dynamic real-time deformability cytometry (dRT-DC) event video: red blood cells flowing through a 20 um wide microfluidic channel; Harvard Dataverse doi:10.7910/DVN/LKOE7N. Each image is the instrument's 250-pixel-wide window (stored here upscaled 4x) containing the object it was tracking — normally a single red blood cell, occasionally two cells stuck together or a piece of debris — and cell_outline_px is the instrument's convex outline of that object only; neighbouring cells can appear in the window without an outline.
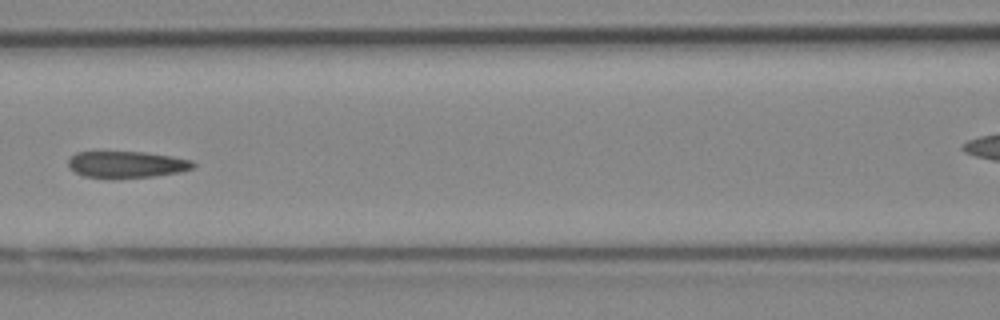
{"species": "Egyptian fruit bat (a non-hibernating species)", "species_latin": "Rousettus aegyptiacus", "temperature_condition": "cold", "stored_images_in_passage": 7, "segment_of_instrument_passage": [1, 2], "camera_frame_rate_fps": 3000, "um_per_image_px": 0.085, "animal": {"sex": "female"}, "frame": {"image": 1, "passage_image": 6, "time_ms": 1.667, "image_size_px": [1000, 320], "cell_outline_px": [[196, 164], [192, 168], [180, 172], [152, 176], [120, 180], [112, 180], [84, 176], [76, 172], [68, 164], [68, 160], [76, 152], [144, 152], [172, 156], [192, 160]], "centroid_in_image_um": [10.77, 14.01], "position_along_channel_um": 155.8, "area_um2": 19.71}}